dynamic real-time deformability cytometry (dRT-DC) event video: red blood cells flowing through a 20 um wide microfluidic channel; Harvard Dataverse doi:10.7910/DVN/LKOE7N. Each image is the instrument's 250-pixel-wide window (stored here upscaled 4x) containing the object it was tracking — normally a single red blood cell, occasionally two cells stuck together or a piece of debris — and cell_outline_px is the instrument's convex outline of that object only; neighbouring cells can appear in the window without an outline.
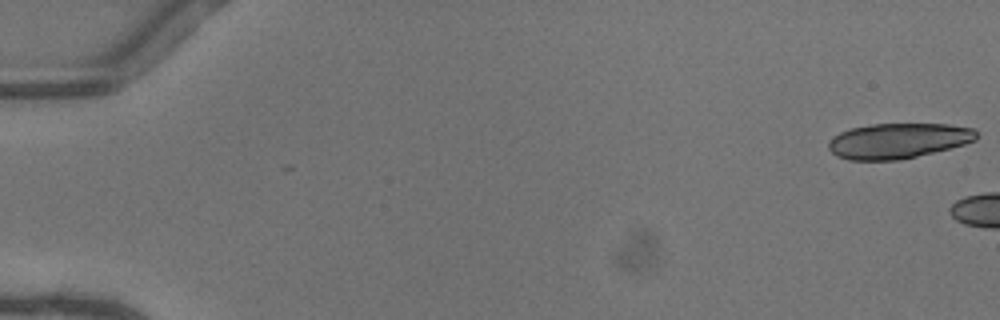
{"species": "common noctule bat (a hibernating species)", "species_latin": "Nyctalus noctula", "temperature_condition": "warm", "stored_images_in_passage": 4, "camera_frame_rate_fps": 3000, "um_per_image_px": 0.085, "animal": {"sex": "female"}, "frame": {"image": 1, "passage_image": 1, "time_ms": 0.0, "image_size_px": [1000, 320], "cell_outline_px": [[976, 140], [964, 144], [900, 160], [848, 160], [836, 156], [828, 148], [828, 140], [832, 136], [840, 132], [852, 128], [872, 124], [948, 124], [972, 128], [976, 132]], "centroid_in_image_um": [76.28, 11.97], "position_along_channel_um": 8.7, "area_um2": 30.29}}